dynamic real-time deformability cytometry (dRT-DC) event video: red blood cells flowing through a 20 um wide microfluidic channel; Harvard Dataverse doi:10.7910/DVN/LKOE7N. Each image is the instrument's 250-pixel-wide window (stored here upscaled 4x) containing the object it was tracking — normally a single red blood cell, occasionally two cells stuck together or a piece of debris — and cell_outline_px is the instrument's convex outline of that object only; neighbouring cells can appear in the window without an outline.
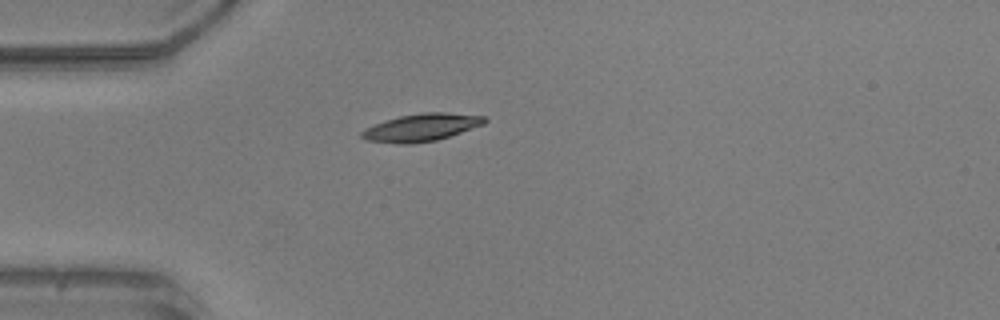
{"species": "common noctule bat (a hibernating species)", "species_latin": "Nyctalus noctula", "temperature_condition": "warm", "stored_images_in_passage": 36, "camera_frame_rate_fps": 3000, "um_per_image_px": 0.085, "animal": {"sex": "male", "body_mass_g": 20.5, "forearm_length_mm": 52.5}, "frame": {"image": 1, "passage_image": 1, "time_ms": 0.0, "image_size_px": [1000, 320], "cell_outline_px": [[488, 120], [484, 124], [436, 140], [408, 144], [396, 144], [364, 140], [360, 136], [360, 132], [364, 128], [400, 116], [424, 112], [444, 112], [484, 116]], "centroid_in_image_um": [35.78, 10.84], "position_along_channel_um": 49.2, "area_um2": 19.54}}
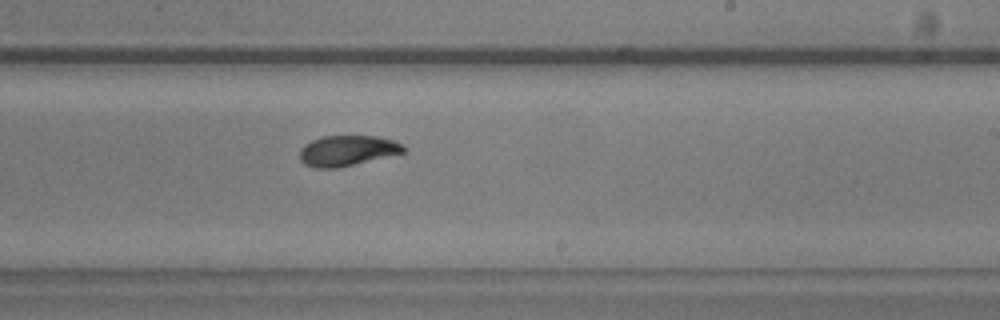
{"frame": {"image": 2, "passage_image": 18, "time_ms": 5.667, "image_size_px": [1000, 320], "cell_outline_px": [[404, 152], [336, 168], [312, 168], [304, 164], [300, 160], [300, 148], [304, 144], [320, 136], [376, 136], [392, 140], [400, 144], [404, 148]], "centroid_in_image_um": [29.43, 12.8], "position_along_channel_um": 259.6, "area_um2": 18.21}}
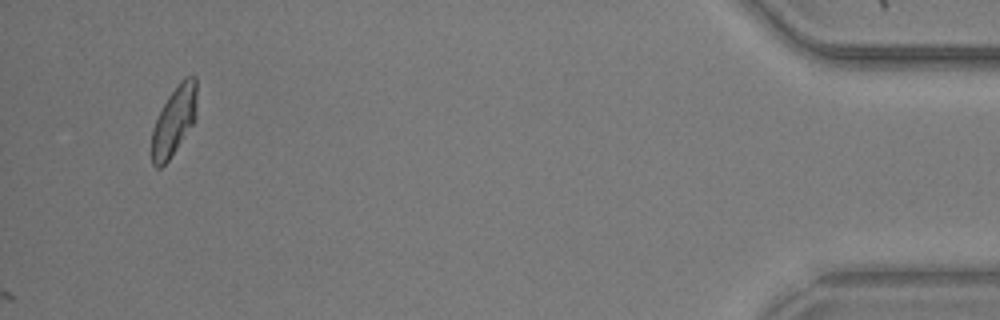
{"frame": {"image": 3, "passage_image": 36, "time_ms": 11.667, "image_size_px": [1000, 320], "cell_outline_px": [[196, 120], [168, 160], [160, 168], [156, 168], [152, 164], [152, 128], [168, 96], [180, 80], [184, 76], [196, 76]], "centroid_in_image_um": [14.8, 10.25], "position_along_channel_um": 420.4, "area_um2": 18.03}, "authors_computed_cell_mechanics": {"area_um2": 18.3226, "velocity_mm_per_s": 3.9473, "shape_relaxation_time_tau1_ms": 2.8406, "shape_relaxation_time_tau2_ms": 2.3342, "deformation_change_tau1": 0.1217, "deformation_change_tau2": 0.0718}}